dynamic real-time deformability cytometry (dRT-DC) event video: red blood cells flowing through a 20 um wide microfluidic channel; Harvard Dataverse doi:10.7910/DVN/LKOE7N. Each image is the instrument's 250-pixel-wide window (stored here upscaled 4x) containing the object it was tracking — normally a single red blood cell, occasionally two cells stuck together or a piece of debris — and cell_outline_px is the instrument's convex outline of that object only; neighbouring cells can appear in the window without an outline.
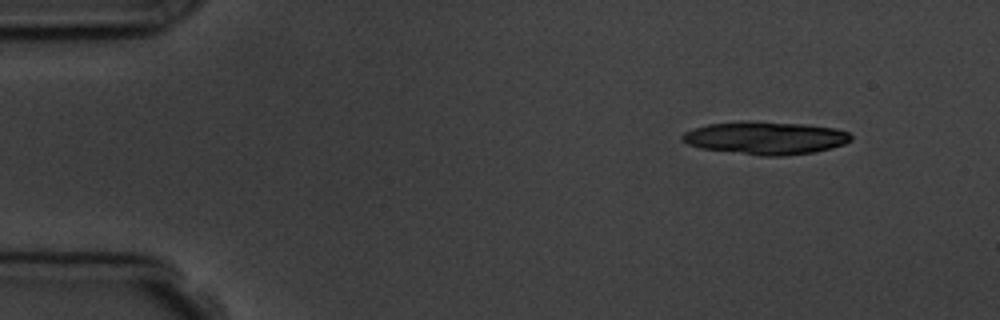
{"species": "common noctule bat (a hibernating species)", "species_latin": "Nyctalus noctula", "temperature_condition": "room temperature", "stored_images_in_passage": 5, "camera_frame_rate_fps": 3000, "um_per_image_px": 0.085, "animal": {"sex": "male", "body_mass_g": 19.5, "forearm_length_mm": 54.6}, "frame": {"image": 1, "passage_image": 1, "time_ms": 0.0, "image_size_px": [1000, 320], "cell_outline_px": [[852, 140], [844, 144], [832, 148], [812, 152], [784, 156], [760, 156], [700, 148], [688, 144], [680, 140], [680, 136], [684, 132], [692, 128], [708, 124], [808, 124], [836, 128], [848, 132], [852, 136]], "centroid_in_image_um": [65.09, 11.77], "position_along_channel_um": 19.9, "area_um2": 31.33}}